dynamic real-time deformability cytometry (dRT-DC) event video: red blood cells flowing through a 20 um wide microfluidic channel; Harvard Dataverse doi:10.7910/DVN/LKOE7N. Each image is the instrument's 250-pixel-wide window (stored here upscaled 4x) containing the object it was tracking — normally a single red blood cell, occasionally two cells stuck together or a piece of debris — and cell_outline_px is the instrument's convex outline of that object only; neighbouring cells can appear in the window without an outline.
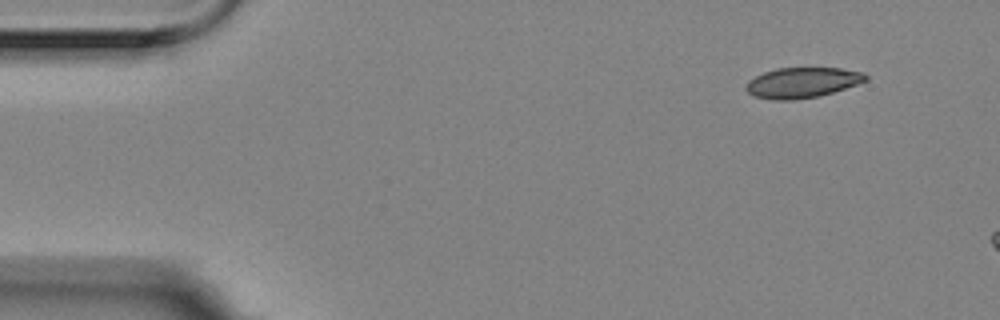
{"species": "Egyptian fruit bat (a non-hibernating species)", "species_latin": "Rousettus aegyptiacus", "temperature_condition": "room temperature", "stored_images_in_passage": 3, "camera_frame_rate_fps": 3000, "um_per_image_px": 0.085, "animal": {"sex": "female"}, "frame": {"image": 1, "passage_image": 1, "time_ms": 0.0, "image_size_px": [1000, 320], "cell_outline_px": [[868, 80], [820, 96], [792, 100], [776, 100], [756, 96], [748, 92], [744, 88], [748, 80], [764, 72], [776, 68], [840, 68], [864, 72], [868, 76]], "centroid_in_image_um": [68.19, 7.01], "position_along_channel_um": 16.8, "area_um2": 21.1}}